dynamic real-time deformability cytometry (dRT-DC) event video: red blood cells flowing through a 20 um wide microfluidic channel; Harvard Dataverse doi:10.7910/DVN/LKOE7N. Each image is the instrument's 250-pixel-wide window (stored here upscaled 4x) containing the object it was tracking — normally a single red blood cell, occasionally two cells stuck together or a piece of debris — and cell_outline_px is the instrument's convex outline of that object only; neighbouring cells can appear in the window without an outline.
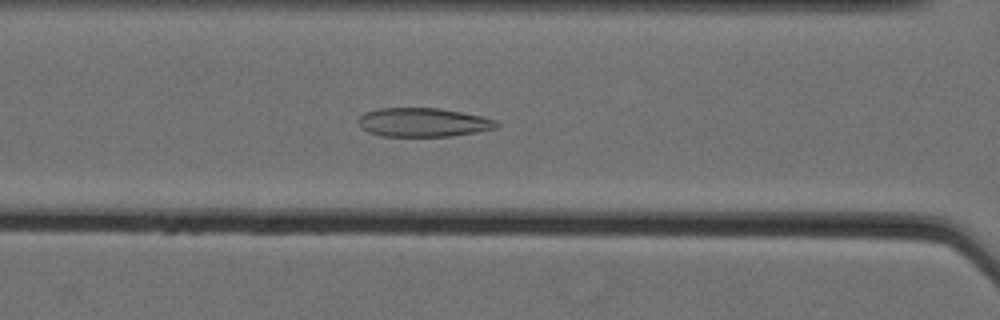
{"species": "Egyptian fruit bat (a non-hibernating species)", "species_latin": "Rousettus aegyptiacus", "temperature_condition": "cold", "stored_images_in_passage": 61, "camera_frame_rate_fps": 3000, "um_per_image_px": 0.085, "animal": {"sex": "female"}, "frame": {"image": 1, "passage_image": 30, "time_ms": 9.667, "image_size_px": [1000, 320], "cell_outline_px": [[500, 124], [496, 128], [476, 132], [452, 136], [380, 136], [368, 132], [360, 128], [356, 120], [364, 112], [380, 108], [440, 108], [480, 116], [496, 120]], "centroid_in_image_um": [35.92, 10.4], "position_along_channel_um": 130.7, "area_um2": 23.35}}
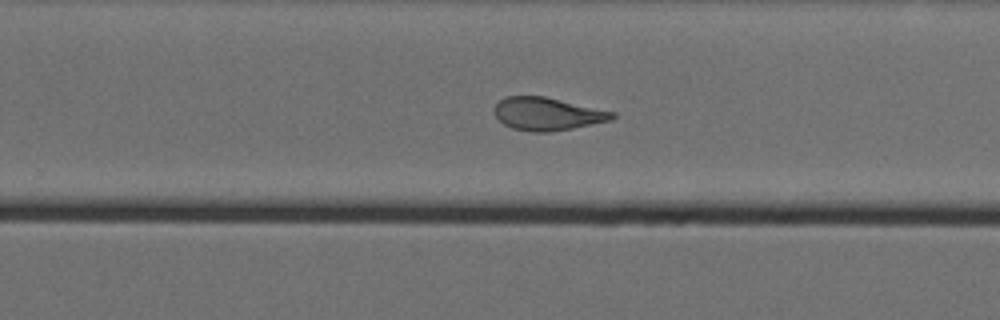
{"frame": {"image": 2, "passage_image": 43, "time_ms": 14.0, "image_size_px": [1000, 320], "cell_outline_px": [[616, 116], [612, 120], [552, 132], [532, 132], [512, 128], [504, 124], [496, 116], [496, 104], [504, 96], [544, 96], [616, 112]], "centroid_in_image_um": [46.55, 9.68], "position_along_channel_um": 283.2, "area_um2": 22.48}}
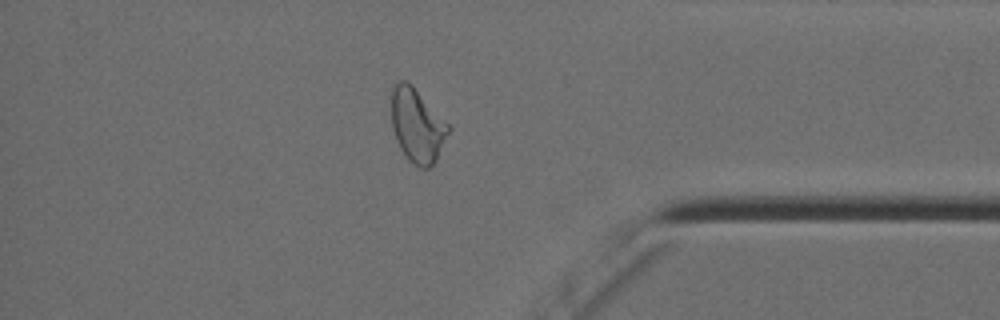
{"frame": {"image": 3, "passage_image": 54, "time_ms": 17.667, "image_size_px": [1000, 320], "cell_outline_px": [[452, 128], [436, 160], [428, 168], [420, 168], [408, 160], [400, 148], [396, 140], [392, 128], [392, 88], [400, 80], [404, 80]], "centroid_in_image_um": [35.46, 10.74], "position_along_channel_um": 399.7, "area_um2": 23.76}, "authors_computed_cell_mechanics": {"area_um2": 26.8192, "velocity_mm_per_s": 3.5314, "shape_relaxation_time_tau1_ms": 11.3925, "shape_relaxation_time_tau2_ms": 1.6792, "deformation_change_tau1": 0.2561, "deformation_change_tau2": 0.0891}}